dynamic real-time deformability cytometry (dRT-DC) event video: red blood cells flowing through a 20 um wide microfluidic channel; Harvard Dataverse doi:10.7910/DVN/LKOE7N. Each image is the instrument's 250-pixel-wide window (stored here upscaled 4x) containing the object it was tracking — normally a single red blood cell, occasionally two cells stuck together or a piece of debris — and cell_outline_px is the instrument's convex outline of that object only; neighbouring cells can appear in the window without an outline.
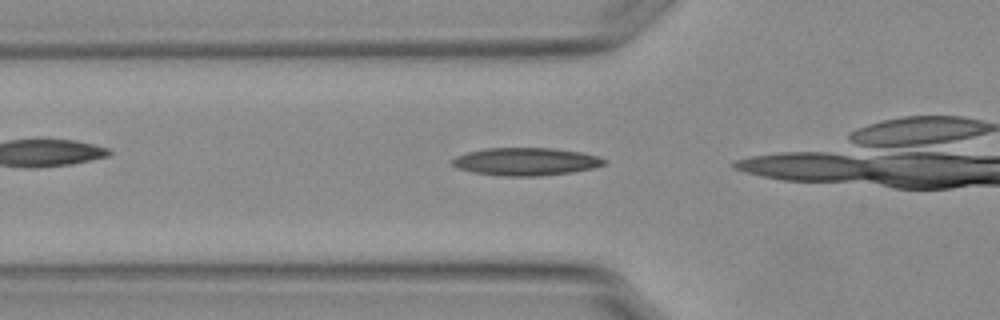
{"species": "Egyptian fruit bat (a non-hibernating species)", "species_latin": "Rousettus aegyptiacus", "temperature_condition": "warm", "stored_images_in_passage": 4, "camera_frame_rate_fps": 3000, "um_per_image_px": 0.085, "animal": {"sex": "female"}, "frame": {"image": 1, "passage_image": 2, "time_ms": 0.333, "image_size_px": [1000, 320], "cell_outline_px": [[608, 164], [592, 168], [572, 172], [540, 176], [504, 176], [472, 172], [456, 168], [448, 164], [448, 160], [456, 156], [468, 152], [484, 148], [552, 148], [580, 152], [600, 156], [608, 160]], "centroid_in_image_um": [44.67, 13.73], "position_along_channel_um": 81.1, "area_um2": 24.97}}